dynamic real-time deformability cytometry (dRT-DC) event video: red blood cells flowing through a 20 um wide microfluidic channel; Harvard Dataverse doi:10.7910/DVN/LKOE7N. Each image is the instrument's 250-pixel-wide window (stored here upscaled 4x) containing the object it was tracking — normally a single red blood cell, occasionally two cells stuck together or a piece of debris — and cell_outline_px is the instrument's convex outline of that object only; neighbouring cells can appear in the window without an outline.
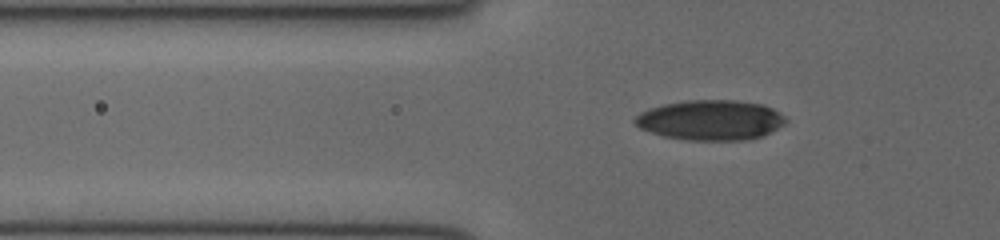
{"species": "human", "species_latin": "Homo sapiens", "temperature_condition": "cold", "stored_images_in_passage": 32, "camera_frame_rate_fps": 3000, "um_per_image_px": 0.085, "donor": {"sex": "female"}, "frame": {"image": 1, "passage_image": 2, "time_ms": 0.333, "image_size_px": [1000, 240], "cell_outline_px": [[788, 120], [784, 124], [760, 136], [744, 140], [688, 140], [664, 136], [640, 128], [632, 120], [640, 112], [648, 108], [664, 104], [688, 100], [736, 100], [760, 104], [772, 108], [780, 112]], "centroid_in_image_um": [60.38, 10.2], "position_along_channel_um": 65.4, "area_um2": 35.03}}
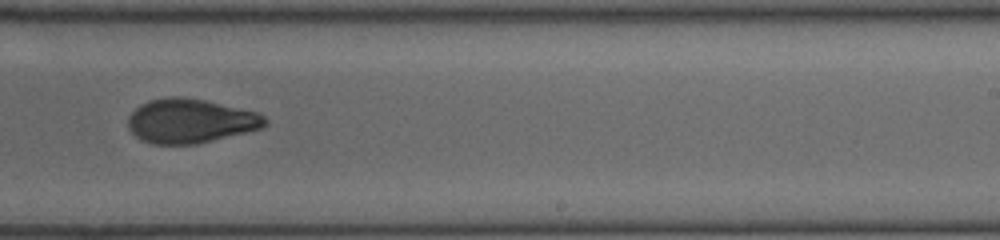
{"frame": {"image": 2, "passage_image": 17, "time_ms": 5.333, "image_size_px": [1000, 240], "cell_outline_px": [[268, 124], [264, 128], [196, 144], [152, 144], [140, 140], [128, 128], [128, 116], [140, 104], [148, 100], [168, 96], [180, 96], [204, 100], [256, 112], [264, 116], [268, 120]], "centroid_in_image_um": [16.17, 10.28], "position_along_channel_um": 272.8, "area_um2": 35.43}}
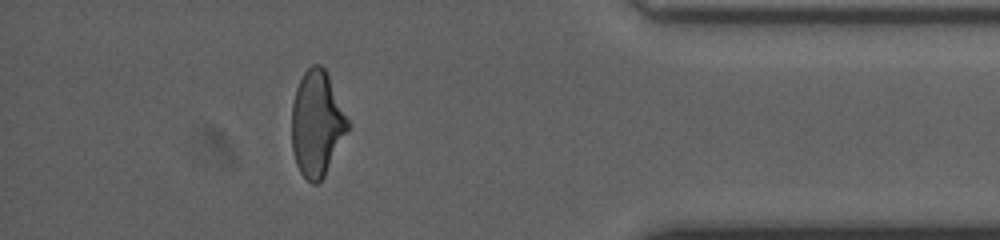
{"frame": {"image": 3, "passage_image": 28, "time_ms": 9.0, "image_size_px": [1000, 240], "cell_outline_px": [[348, 128], [324, 176], [316, 184], [312, 184], [300, 172], [296, 164], [292, 148], [292, 104], [296, 88], [304, 72], [312, 64], [320, 64], [324, 68], [328, 76], [348, 120]], "centroid_in_image_um": [26.9, 10.51], "position_along_channel_um": 408.3, "area_um2": 33.7}}